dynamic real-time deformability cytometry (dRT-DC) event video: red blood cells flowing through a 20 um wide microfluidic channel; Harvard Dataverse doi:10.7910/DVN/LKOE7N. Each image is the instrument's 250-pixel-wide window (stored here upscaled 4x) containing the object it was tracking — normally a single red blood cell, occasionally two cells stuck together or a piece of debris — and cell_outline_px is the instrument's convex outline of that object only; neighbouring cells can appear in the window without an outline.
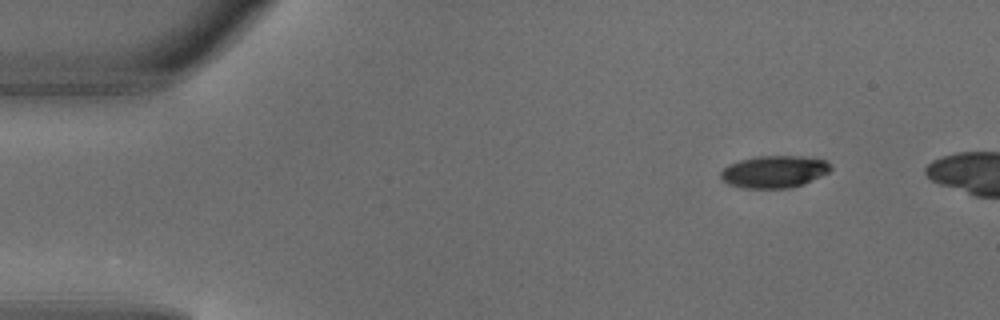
{"species": "common noctule bat (a hibernating species)", "species_latin": "Nyctalus noctula", "temperature_condition": "warm", "stored_images_in_passage": 4, "camera_frame_rate_fps": 3000, "um_per_image_px": 0.085, "animal": {"sex": "male", "body_mass_g": 18.8}, "frame": {"image": 1, "passage_image": 1, "time_ms": 0.0, "image_size_px": [1000, 320], "cell_outline_px": [[832, 168], [828, 172], [804, 184], [792, 188], [744, 188], [728, 184], [720, 176], [720, 172], [728, 164], [740, 160], [756, 156], [800, 156], [824, 160]], "centroid_in_image_um": [65.78, 14.6], "position_along_channel_um": 19.2, "area_um2": 20.52}}